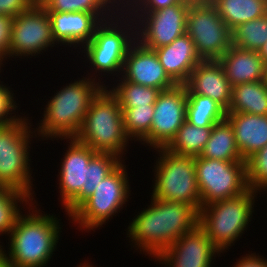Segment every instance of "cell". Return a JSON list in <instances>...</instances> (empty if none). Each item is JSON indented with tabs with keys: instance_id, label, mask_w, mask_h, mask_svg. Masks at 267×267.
Returning a JSON list of instances; mask_svg holds the SVG:
<instances>
[{
	"instance_id": "1",
	"label": "cell",
	"mask_w": 267,
	"mask_h": 267,
	"mask_svg": "<svg viewBox=\"0 0 267 267\" xmlns=\"http://www.w3.org/2000/svg\"><path fill=\"white\" fill-rule=\"evenodd\" d=\"M150 198L147 208L136 212L129 222L126 238H130L128 243L131 249L135 247L134 252L148 255L151 261L198 225L199 211L187 203Z\"/></svg>"
},
{
	"instance_id": "2",
	"label": "cell",
	"mask_w": 267,
	"mask_h": 267,
	"mask_svg": "<svg viewBox=\"0 0 267 267\" xmlns=\"http://www.w3.org/2000/svg\"><path fill=\"white\" fill-rule=\"evenodd\" d=\"M38 205L33 201L18 217L6 238L8 246L0 244V252L11 267H47L53 260L64 225L59 216L45 213Z\"/></svg>"
},
{
	"instance_id": "3",
	"label": "cell",
	"mask_w": 267,
	"mask_h": 267,
	"mask_svg": "<svg viewBox=\"0 0 267 267\" xmlns=\"http://www.w3.org/2000/svg\"><path fill=\"white\" fill-rule=\"evenodd\" d=\"M135 41L136 22L121 7L97 26L93 38L79 50L84 57L81 59H85L82 60L84 65L90 69L85 70L87 73L84 71L85 76L107 87L108 81L110 84L121 76L125 57ZM105 76L107 78L103 80Z\"/></svg>"
},
{
	"instance_id": "4",
	"label": "cell",
	"mask_w": 267,
	"mask_h": 267,
	"mask_svg": "<svg viewBox=\"0 0 267 267\" xmlns=\"http://www.w3.org/2000/svg\"><path fill=\"white\" fill-rule=\"evenodd\" d=\"M81 77L53 91L55 94L47 100L42 108V119L34 127L39 141H58L77 136L92 100L104 88L84 74Z\"/></svg>"
},
{
	"instance_id": "5",
	"label": "cell",
	"mask_w": 267,
	"mask_h": 267,
	"mask_svg": "<svg viewBox=\"0 0 267 267\" xmlns=\"http://www.w3.org/2000/svg\"><path fill=\"white\" fill-rule=\"evenodd\" d=\"M75 139L96 152L113 153L126 160L124 154L133 142L125 133L119 101L107 87L92 100Z\"/></svg>"
},
{
	"instance_id": "6",
	"label": "cell",
	"mask_w": 267,
	"mask_h": 267,
	"mask_svg": "<svg viewBox=\"0 0 267 267\" xmlns=\"http://www.w3.org/2000/svg\"><path fill=\"white\" fill-rule=\"evenodd\" d=\"M20 114L24 116L11 124L0 126V185L25 192L36 201L30 146L32 138L38 139L29 114L27 117L25 113Z\"/></svg>"
},
{
	"instance_id": "7",
	"label": "cell",
	"mask_w": 267,
	"mask_h": 267,
	"mask_svg": "<svg viewBox=\"0 0 267 267\" xmlns=\"http://www.w3.org/2000/svg\"><path fill=\"white\" fill-rule=\"evenodd\" d=\"M258 194L260 193L249 188L242 195L200 208L198 225L207 233L222 255L235 246L245 231L247 232L251 225L249 222L254 217V207H257L255 203L258 201Z\"/></svg>"
},
{
	"instance_id": "8",
	"label": "cell",
	"mask_w": 267,
	"mask_h": 267,
	"mask_svg": "<svg viewBox=\"0 0 267 267\" xmlns=\"http://www.w3.org/2000/svg\"><path fill=\"white\" fill-rule=\"evenodd\" d=\"M126 162H122L104 178L95 191L86 198L70 215L69 223L82 233L101 229L110 222L128 203L131 195L130 177ZM117 213V214H116ZM101 227V228H100ZM90 231V232H89Z\"/></svg>"
},
{
	"instance_id": "9",
	"label": "cell",
	"mask_w": 267,
	"mask_h": 267,
	"mask_svg": "<svg viewBox=\"0 0 267 267\" xmlns=\"http://www.w3.org/2000/svg\"><path fill=\"white\" fill-rule=\"evenodd\" d=\"M156 160L152 172L154 177L151 196L169 202H181L201 208L195 156L177 155L165 148L154 149ZM156 164V165H155Z\"/></svg>"
},
{
	"instance_id": "10",
	"label": "cell",
	"mask_w": 267,
	"mask_h": 267,
	"mask_svg": "<svg viewBox=\"0 0 267 267\" xmlns=\"http://www.w3.org/2000/svg\"><path fill=\"white\" fill-rule=\"evenodd\" d=\"M186 34L191 37L202 60H218L232 46L231 30L210 0L191 2Z\"/></svg>"
},
{
	"instance_id": "11",
	"label": "cell",
	"mask_w": 267,
	"mask_h": 267,
	"mask_svg": "<svg viewBox=\"0 0 267 267\" xmlns=\"http://www.w3.org/2000/svg\"><path fill=\"white\" fill-rule=\"evenodd\" d=\"M201 207L242 195L249 187L246 161H223L195 156Z\"/></svg>"
},
{
	"instance_id": "12",
	"label": "cell",
	"mask_w": 267,
	"mask_h": 267,
	"mask_svg": "<svg viewBox=\"0 0 267 267\" xmlns=\"http://www.w3.org/2000/svg\"><path fill=\"white\" fill-rule=\"evenodd\" d=\"M59 46L52 36L49 14L35 2L28 10L13 18L9 60L14 57L30 60ZM42 52V53H41Z\"/></svg>"
},
{
	"instance_id": "13",
	"label": "cell",
	"mask_w": 267,
	"mask_h": 267,
	"mask_svg": "<svg viewBox=\"0 0 267 267\" xmlns=\"http://www.w3.org/2000/svg\"><path fill=\"white\" fill-rule=\"evenodd\" d=\"M191 2L184 0L154 12H127L136 22V40L153 50L171 44L186 33Z\"/></svg>"
},
{
	"instance_id": "14",
	"label": "cell",
	"mask_w": 267,
	"mask_h": 267,
	"mask_svg": "<svg viewBox=\"0 0 267 267\" xmlns=\"http://www.w3.org/2000/svg\"><path fill=\"white\" fill-rule=\"evenodd\" d=\"M187 91L185 85L162 90L154 104L149 131V150L165 148L186 121Z\"/></svg>"
},
{
	"instance_id": "15",
	"label": "cell",
	"mask_w": 267,
	"mask_h": 267,
	"mask_svg": "<svg viewBox=\"0 0 267 267\" xmlns=\"http://www.w3.org/2000/svg\"><path fill=\"white\" fill-rule=\"evenodd\" d=\"M221 253L207 233L197 225L180 236L154 262L162 264V267H212L217 256H222Z\"/></svg>"
},
{
	"instance_id": "16",
	"label": "cell",
	"mask_w": 267,
	"mask_h": 267,
	"mask_svg": "<svg viewBox=\"0 0 267 267\" xmlns=\"http://www.w3.org/2000/svg\"><path fill=\"white\" fill-rule=\"evenodd\" d=\"M60 140L69 143H64L68 148L63 152L64 157L61 158L60 168L57 169L59 174L56 175L59 190L57 193H60L58 200L60 199L61 209H65L86 187V166L98 152L75 138Z\"/></svg>"
},
{
	"instance_id": "17",
	"label": "cell",
	"mask_w": 267,
	"mask_h": 267,
	"mask_svg": "<svg viewBox=\"0 0 267 267\" xmlns=\"http://www.w3.org/2000/svg\"><path fill=\"white\" fill-rule=\"evenodd\" d=\"M51 21L52 36L58 46L74 48L77 53L94 36L97 26L114 14L87 12H47ZM79 47V48H77Z\"/></svg>"
},
{
	"instance_id": "18",
	"label": "cell",
	"mask_w": 267,
	"mask_h": 267,
	"mask_svg": "<svg viewBox=\"0 0 267 267\" xmlns=\"http://www.w3.org/2000/svg\"><path fill=\"white\" fill-rule=\"evenodd\" d=\"M121 77L125 81L161 91L176 85L166 74L155 50L143 46L137 40L128 50Z\"/></svg>"
},
{
	"instance_id": "19",
	"label": "cell",
	"mask_w": 267,
	"mask_h": 267,
	"mask_svg": "<svg viewBox=\"0 0 267 267\" xmlns=\"http://www.w3.org/2000/svg\"><path fill=\"white\" fill-rule=\"evenodd\" d=\"M187 94L208 96L226 111L232 98V86L218 60H202L192 70L185 84Z\"/></svg>"
},
{
	"instance_id": "20",
	"label": "cell",
	"mask_w": 267,
	"mask_h": 267,
	"mask_svg": "<svg viewBox=\"0 0 267 267\" xmlns=\"http://www.w3.org/2000/svg\"><path fill=\"white\" fill-rule=\"evenodd\" d=\"M166 74L176 85H185L192 70L202 61L186 33L171 44L154 49Z\"/></svg>"
},
{
	"instance_id": "21",
	"label": "cell",
	"mask_w": 267,
	"mask_h": 267,
	"mask_svg": "<svg viewBox=\"0 0 267 267\" xmlns=\"http://www.w3.org/2000/svg\"><path fill=\"white\" fill-rule=\"evenodd\" d=\"M218 61L232 87L264 80L265 62L258 51L244 50L232 45Z\"/></svg>"
},
{
	"instance_id": "22",
	"label": "cell",
	"mask_w": 267,
	"mask_h": 267,
	"mask_svg": "<svg viewBox=\"0 0 267 267\" xmlns=\"http://www.w3.org/2000/svg\"><path fill=\"white\" fill-rule=\"evenodd\" d=\"M234 129L237 149L246 161L267 145V115L226 113Z\"/></svg>"
},
{
	"instance_id": "23",
	"label": "cell",
	"mask_w": 267,
	"mask_h": 267,
	"mask_svg": "<svg viewBox=\"0 0 267 267\" xmlns=\"http://www.w3.org/2000/svg\"><path fill=\"white\" fill-rule=\"evenodd\" d=\"M226 113L267 115V82H248L232 87V98Z\"/></svg>"
},
{
	"instance_id": "24",
	"label": "cell",
	"mask_w": 267,
	"mask_h": 267,
	"mask_svg": "<svg viewBox=\"0 0 267 267\" xmlns=\"http://www.w3.org/2000/svg\"><path fill=\"white\" fill-rule=\"evenodd\" d=\"M232 31L237 26L267 14V0H210Z\"/></svg>"
},
{
	"instance_id": "25",
	"label": "cell",
	"mask_w": 267,
	"mask_h": 267,
	"mask_svg": "<svg viewBox=\"0 0 267 267\" xmlns=\"http://www.w3.org/2000/svg\"><path fill=\"white\" fill-rule=\"evenodd\" d=\"M124 160L113 153L98 152L86 166V187L81 193L65 208L66 216L69 215L88 198L99 185V183L111 174Z\"/></svg>"
},
{
	"instance_id": "26",
	"label": "cell",
	"mask_w": 267,
	"mask_h": 267,
	"mask_svg": "<svg viewBox=\"0 0 267 267\" xmlns=\"http://www.w3.org/2000/svg\"><path fill=\"white\" fill-rule=\"evenodd\" d=\"M200 156L230 162L244 161L237 149L234 129L226 118L212 127L209 140Z\"/></svg>"
},
{
	"instance_id": "27",
	"label": "cell",
	"mask_w": 267,
	"mask_h": 267,
	"mask_svg": "<svg viewBox=\"0 0 267 267\" xmlns=\"http://www.w3.org/2000/svg\"><path fill=\"white\" fill-rule=\"evenodd\" d=\"M33 201L25 192L0 185V236H9L18 217Z\"/></svg>"
},
{
	"instance_id": "28",
	"label": "cell",
	"mask_w": 267,
	"mask_h": 267,
	"mask_svg": "<svg viewBox=\"0 0 267 267\" xmlns=\"http://www.w3.org/2000/svg\"><path fill=\"white\" fill-rule=\"evenodd\" d=\"M211 131L212 127H198L185 121L165 149L177 155L199 156L209 140Z\"/></svg>"
},
{
	"instance_id": "29",
	"label": "cell",
	"mask_w": 267,
	"mask_h": 267,
	"mask_svg": "<svg viewBox=\"0 0 267 267\" xmlns=\"http://www.w3.org/2000/svg\"><path fill=\"white\" fill-rule=\"evenodd\" d=\"M226 118V110L208 96L187 94L186 121L198 127H213Z\"/></svg>"
},
{
	"instance_id": "30",
	"label": "cell",
	"mask_w": 267,
	"mask_h": 267,
	"mask_svg": "<svg viewBox=\"0 0 267 267\" xmlns=\"http://www.w3.org/2000/svg\"><path fill=\"white\" fill-rule=\"evenodd\" d=\"M107 88L118 99L121 108L154 105L161 92L157 88L125 81L121 76L111 81Z\"/></svg>"
},
{
	"instance_id": "31",
	"label": "cell",
	"mask_w": 267,
	"mask_h": 267,
	"mask_svg": "<svg viewBox=\"0 0 267 267\" xmlns=\"http://www.w3.org/2000/svg\"><path fill=\"white\" fill-rule=\"evenodd\" d=\"M47 12H87L90 14H115L121 0H39Z\"/></svg>"
},
{
	"instance_id": "32",
	"label": "cell",
	"mask_w": 267,
	"mask_h": 267,
	"mask_svg": "<svg viewBox=\"0 0 267 267\" xmlns=\"http://www.w3.org/2000/svg\"><path fill=\"white\" fill-rule=\"evenodd\" d=\"M123 112L124 130L127 137L134 143L148 146L149 131L154 114V105L138 106L134 108H121Z\"/></svg>"
},
{
	"instance_id": "33",
	"label": "cell",
	"mask_w": 267,
	"mask_h": 267,
	"mask_svg": "<svg viewBox=\"0 0 267 267\" xmlns=\"http://www.w3.org/2000/svg\"><path fill=\"white\" fill-rule=\"evenodd\" d=\"M231 33L232 45L259 52L267 41V14L237 26Z\"/></svg>"
},
{
	"instance_id": "34",
	"label": "cell",
	"mask_w": 267,
	"mask_h": 267,
	"mask_svg": "<svg viewBox=\"0 0 267 267\" xmlns=\"http://www.w3.org/2000/svg\"><path fill=\"white\" fill-rule=\"evenodd\" d=\"M246 180L256 192L267 185V145L246 160Z\"/></svg>"
},
{
	"instance_id": "35",
	"label": "cell",
	"mask_w": 267,
	"mask_h": 267,
	"mask_svg": "<svg viewBox=\"0 0 267 267\" xmlns=\"http://www.w3.org/2000/svg\"><path fill=\"white\" fill-rule=\"evenodd\" d=\"M3 83L0 79V126L11 124L22 117L18 114L20 105L15 101L17 93H14L11 85Z\"/></svg>"
},
{
	"instance_id": "36",
	"label": "cell",
	"mask_w": 267,
	"mask_h": 267,
	"mask_svg": "<svg viewBox=\"0 0 267 267\" xmlns=\"http://www.w3.org/2000/svg\"><path fill=\"white\" fill-rule=\"evenodd\" d=\"M184 0H123L122 8L126 12H154L171 7Z\"/></svg>"
},
{
	"instance_id": "37",
	"label": "cell",
	"mask_w": 267,
	"mask_h": 267,
	"mask_svg": "<svg viewBox=\"0 0 267 267\" xmlns=\"http://www.w3.org/2000/svg\"><path fill=\"white\" fill-rule=\"evenodd\" d=\"M13 18L0 15V60L9 62V47L11 42ZM8 59V60H7Z\"/></svg>"
},
{
	"instance_id": "38",
	"label": "cell",
	"mask_w": 267,
	"mask_h": 267,
	"mask_svg": "<svg viewBox=\"0 0 267 267\" xmlns=\"http://www.w3.org/2000/svg\"><path fill=\"white\" fill-rule=\"evenodd\" d=\"M34 3V0H0V15L14 18L28 10Z\"/></svg>"
},
{
	"instance_id": "39",
	"label": "cell",
	"mask_w": 267,
	"mask_h": 267,
	"mask_svg": "<svg viewBox=\"0 0 267 267\" xmlns=\"http://www.w3.org/2000/svg\"><path fill=\"white\" fill-rule=\"evenodd\" d=\"M244 254L236 259L232 267H267V258L263 257V255L256 254V252L252 253V251Z\"/></svg>"
},
{
	"instance_id": "40",
	"label": "cell",
	"mask_w": 267,
	"mask_h": 267,
	"mask_svg": "<svg viewBox=\"0 0 267 267\" xmlns=\"http://www.w3.org/2000/svg\"><path fill=\"white\" fill-rule=\"evenodd\" d=\"M259 54L262 56L263 61L266 62L267 61V41L263 45V47L260 49Z\"/></svg>"
},
{
	"instance_id": "41",
	"label": "cell",
	"mask_w": 267,
	"mask_h": 267,
	"mask_svg": "<svg viewBox=\"0 0 267 267\" xmlns=\"http://www.w3.org/2000/svg\"><path fill=\"white\" fill-rule=\"evenodd\" d=\"M0 267H11L6 257L0 252Z\"/></svg>"
},
{
	"instance_id": "42",
	"label": "cell",
	"mask_w": 267,
	"mask_h": 267,
	"mask_svg": "<svg viewBox=\"0 0 267 267\" xmlns=\"http://www.w3.org/2000/svg\"><path fill=\"white\" fill-rule=\"evenodd\" d=\"M76 267H97V266H94V265L92 264V262L90 263L89 260L87 261V260L85 259L83 263L80 262V264H79V265L77 264Z\"/></svg>"
},
{
	"instance_id": "43",
	"label": "cell",
	"mask_w": 267,
	"mask_h": 267,
	"mask_svg": "<svg viewBox=\"0 0 267 267\" xmlns=\"http://www.w3.org/2000/svg\"><path fill=\"white\" fill-rule=\"evenodd\" d=\"M261 192H263L262 193L263 195H264V193L267 194V185L259 191L260 195H261ZM266 199H267V197H266ZM266 202H267V200H266Z\"/></svg>"
},
{
	"instance_id": "44",
	"label": "cell",
	"mask_w": 267,
	"mask_h": 267,
	"mask_svg": "<svg viewBox=\"0 0 267 267\" xmlns=\"http://www.w3.org/2000/svg\"><path fill=\"white\" fill-rule=\"evenodd\" d=\"M7 64V62L4 64L1 60H0V74H1V72H4V70L1 68V67H4V65H6ZM3 70V71H2ZM0 77H1V75H0Z\"/></svg>"
},
{
	"instance_id": "45",
	"label": "cell",
	"mask_w": 267,
	"mask_h": 267,
	"mask_svg": "<svg viewBox=\"0 0 267 267\" xmlns=\"http://www.w3.org/2000/svg\"><path fill=\"white\" fill-rule=\"evenodd\" d=\"M264 80L267 82V61L265 62V77Z\"/></svg>"
}]
</instances>
